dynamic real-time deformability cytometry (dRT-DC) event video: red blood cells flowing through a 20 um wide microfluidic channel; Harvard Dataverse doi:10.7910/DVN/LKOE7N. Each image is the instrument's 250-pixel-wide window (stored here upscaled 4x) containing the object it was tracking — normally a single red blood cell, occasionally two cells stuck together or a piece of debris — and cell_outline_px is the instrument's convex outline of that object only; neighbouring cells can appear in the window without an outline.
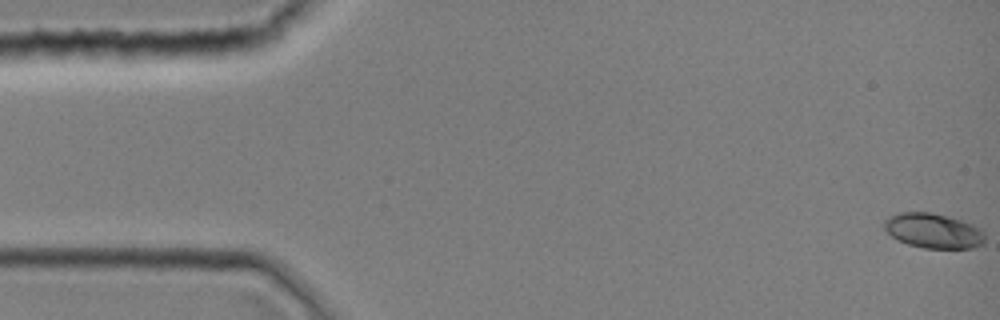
{"species": "common noctule bat (a hibernating species)", "species_latin": "Nyctalus noctula", "temperature_condition": "room temperature", "stored_images_in_passage": 11, "camera_frame_rate_fps": 3000, "um_per_image_px": 0.085, "animal": {"sex": "female", "body_mass_g": 19.0, "forearm_length_mm": 51.5}, "frame": {"image": 1, "passage_image": 1, "time_ms": 0.0, "image_size_px": [1000, 320], "cell_outline_px": [[984, 244], [972, 248], [924, 248], [908, 244], [896, 240], [884, 228], [884, 220], [888, 216], [900, 212], [932, 212], [948, 216], [972, 224], [980, 228], [984, 232]], "centroid_in_image_um": [79.32, 19.61], "position_along_channel_um": 5.7, "area_um2": 20.58}}
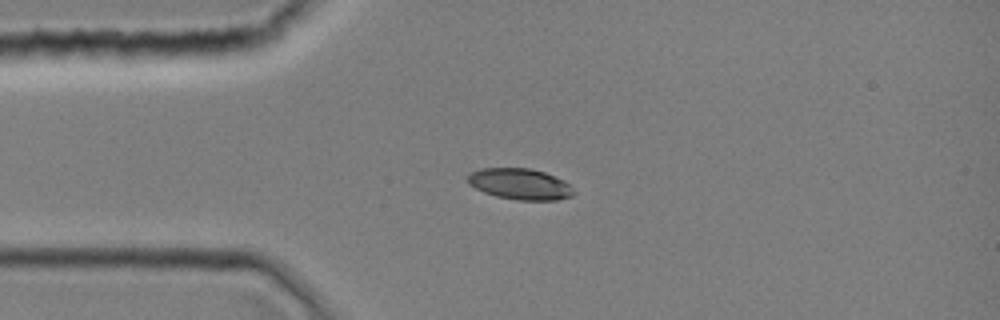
{"frame": {"image": 2, "passage_image": 10, "time_ms": 3.0, "image_size_px": [1000, 320], "cell_outline_px": [[576, 192], [572, 196], [556, 200], [516, 200], [496, 196], [484, 192], [468, 184], [468, 176], [472, 172], [480, 168], [528, 168], [544, 172], [564, 180]], "centroid_in_image_um": [44.21, 15.64], "position_along_channel_um": 40.8, "area_um2": 19.13}}